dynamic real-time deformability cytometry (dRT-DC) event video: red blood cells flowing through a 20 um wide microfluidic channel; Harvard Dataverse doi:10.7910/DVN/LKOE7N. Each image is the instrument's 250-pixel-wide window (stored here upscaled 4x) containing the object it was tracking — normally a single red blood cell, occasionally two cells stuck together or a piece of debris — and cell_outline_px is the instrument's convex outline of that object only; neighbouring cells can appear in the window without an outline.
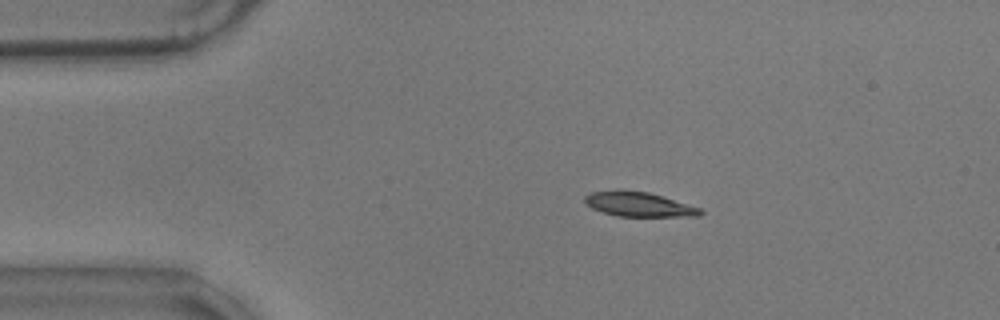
{"species": "common noctule bat (a hibernating species)", "species_latin": "Nyctalus noctula", "temperature_condition": "warm", "stored_images_in_passage": 58, "camera_frame_rate_fps": 3000, "um_per_image_px": 0.085, "animal": {"sex": "male", "body_mass_g": 17.9}, "frame": {"image": 1, "passage_image": 11, "time_ms": 3.333, "image_size_px": [1000, 320], "cell_outline_px": [[704, 212], [700, 216], [616, 216], [592, 208], [584, 204], [584, 196], [588, 192], [616, 188], [620, 188], [648, 192], [700, 208]], "centroid_in_image_um": [54.2, 17.33], "position_along_channel_um": 30.8, "area_um2": 16.82}}
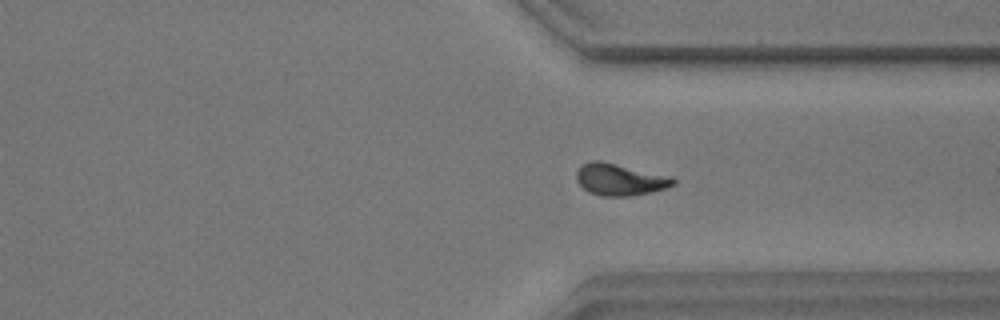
{"frame": {"image": 2, "passage_image": 43, "time_ms": 14.0, "image_size_px": [1000, 320], "cell_outline_px": [[676, 184], [668, 188], [652, 192], [628, 196], [600, 196], [588, 192], [576, 180], [576, 172], [584, 164], [592, 160], [600, 160], [672, 176], [676, 180]], "centroid_in_image_um": [52.73, 15.26], "position_along_channel_um": 358.7, "area_um2": 18.09}}
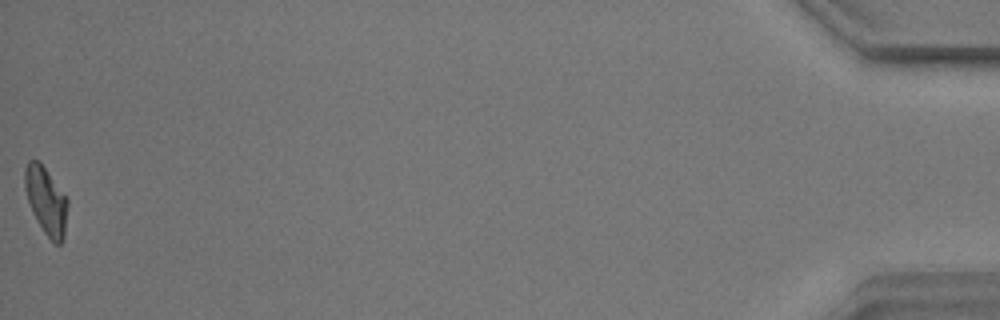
{"frame": {"image": 3, "passage_image": 58, "time_ms": 19.0, "image_size_px": [1000, 320], "cell_outline_px": [[68, 204], [64, 240], [60, 244], [56, 244], [44, 232], [36, 220], [32, 212], [24, 188], [24, 168], [28, 160], [40, 160], [68, 200]], "centroid_in_image_um": [3.91, 17.04], "position_along_channel_um": 431.3, "area_um2": 16.94}, "authors_computed_cell_mechanics": {"area_um2": 17.0799, "velocity_mm_per_s": 3.4863, "shape_relaxation_time_tau1_ms": 3.5068, "shape_relaxation_time_tau2_ms": 2.0167, "deformation_change_tau1": 0.151, "deformation_change_tau2": 0.0702}}